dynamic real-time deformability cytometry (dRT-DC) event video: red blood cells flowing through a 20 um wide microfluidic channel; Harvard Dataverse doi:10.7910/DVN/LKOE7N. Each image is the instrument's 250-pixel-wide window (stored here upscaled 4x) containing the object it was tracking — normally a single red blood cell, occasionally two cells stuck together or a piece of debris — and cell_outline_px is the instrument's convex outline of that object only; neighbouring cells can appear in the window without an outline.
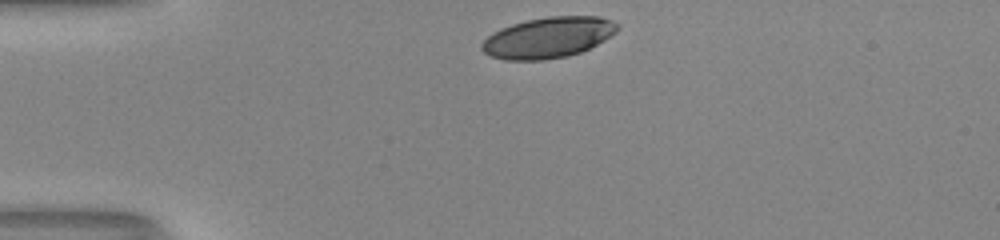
{"species": "human", "species_latin": "Homo sapiens", "temperature_condition": "room temperature", "stored_images_in_passage": 31, "camera_frame_rate_fps": 3000, "um_per_image_px": 0.085, "donor": {"sex": "male"}, "frame": {"image": 1, "passage_image": 1, "time_ms": 0.0, "image_size_px": [1000, 240], "cell_outline_px": [[620, 28], [616, 32], [604, 40], [580, 52], [568, 56], [544, 60], [508, 60], [492, 56], [484, 52], [480, 48], [480, 44], [488, 36], [500, 28], [512, 24], [528, 20], [548, 16], [600, 16], [612, 20], [620, 24]], "centroid_in_image_um": [46.61, 3.18], "position_along_channel_um": 38.4, "area_um2": 32.25}}
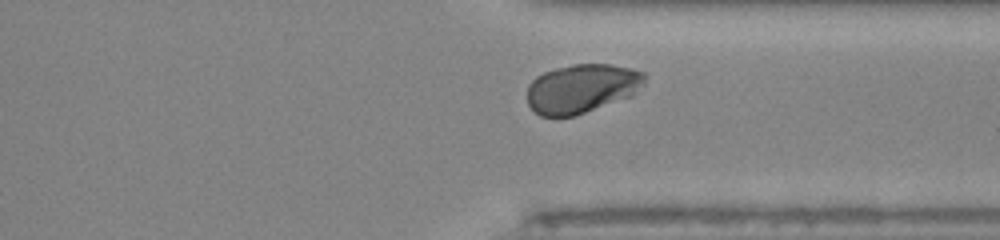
{"frame": {"image": 2, "passage_image": 28, "time_ms": 9.0, "image_size_px": [1000, 240], "cell_outline_px": [[648, 76], [644, 84], [632, 96], [576, 116], [540, 116], [528, 104], [528, 84], [536, 76], [544, 72], [556, 68], [572, 64], [612, 64], [632, 68], [644, 72]], "centroid_in_image_um": [49.49, 7.51], "position_along_channel_um": 361.9, "area_um2": 33.87}, "authors_computed_cell_mechanics": {"area_um2": 34.102, "velocity_mm_per_s": 4.1135, "shape_relaxation_time_tau1_ms": 4.4027, "shape_relaxation_time_tau2_ms": null, "deformation_change_tau1": 0.169, "deformation_change_tau2": null}}